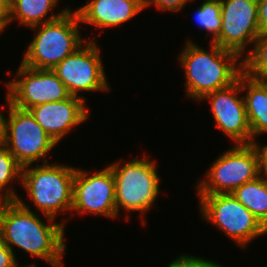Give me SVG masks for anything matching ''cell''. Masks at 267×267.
<instances>
[{
    "label": "cell",
    "instance_id": "obj_1",
    "mask_svg": "<svg viewBox=\"0 0 267 267\" xmlns=\"http://www.w3.org/2000/svg\"><path fill=\"white\" fill-rule=\"evenodd\" d=\"M43 216L48 220L47 224L20 197L17 200L0 201V237L12 251L14 245L53 267H62L66 248L65 223L56 224L54 218Z\"/></svg>",
    "mask_w": 267,
    "mask_h": 267
},
{
    "label": "cell",
    "instance_id": "obj_2",
    "mask_svg": "<svg viewBox=\"0 0 267 267\" xmlns=\"http://www.w3.org/2000/svg\"><path fill=\"white\" fill-rule=\"evenodd\" d=\"M209 48L211 52L188 40L178 59L186 75L187 96L196 101L231 86L243 72V61L238 64L242 57L237 53L211 41Z\"/></svg>",
    "mask_w": 267,
    "mask_h": 267
},
{
    "label": "cell",
    "instance_id": "obj_3",
    "mask_svg": "<svg viewBox=\"0 0 267 267\" xmlns=\"http://www.w3.org/2000/svg\"><path fill=\"white\" fill-rule=\"evenodd\" d=\"M80 24L77 12L68 9L54 21L30 27L36 31V36L28 45L21 64L33 69H53L86 42L80 36Z\"/></svg>",
    "mask_w": 267,
    "mask_h": 267
},
{
    "label": "cell",
    "instance_id": "obj_4",
    "mask_svg": "<svg viewBox=\"0 0 267 267\" xmlns=\"http://www.w3.org/2000/svg\"><path fill=\"white\" fill-rule=\"evenodd\" d=\"M41 165L23 167L21 185L38 210L55 219L57 213L72 211L76 168L49 162Z\"/></svg>",
    "mask_w": 267,
    "mask_h": 267
},
{
    "label": "cell",
    "instance_id": "obj_5",
    "mask_svg": "<svg viewBox=\"0 0 267 267\" xmlns=\"http://www.w3.org/2000/svg\"><path fill=\"white\" fill-rule=\"evenodd\" d=\"M154 163L143 156V159L134 158L124 165L120 161L108 165L115 179L117 215L121 209L144 214L154 204L160 192V179Z\"/></svg>",
    "mask_w": 267,
    "mask_h": 267
},
{
    "label": "cell",
    "instance_id": "obj_6",
    "mask_svg": "<svg viewBox=\"0 0 267 267\" xmlns=\"http://www.w3.org/2000/svg\"><path fill=\"white\" fill-rule=\"evenodd\" d=\"M202 217L246 248L251 240L267 233V229L232 193L198 194Z\"/></svg>",
    "mask_w": 267,
    "mask_h": 267
},
{
    "label": "cell",
    "instance_id": "obj_7",
    "mask_svg": "<svg viewBox=\"0 0 267 267\" xmlns=\"http://www.w3.org/2000/svg\"><path fill=\"white\" fill-rule=\"evenodd\" d=\"M201 180L198 194H228L259 176L258 157L252 144H235L223 152Z\"/></svg>",
    "mask_w": 267,
    "mask_h": 267
},
{
    "label": "cell",
    "instance_id": "obj_8",
    "mask_svg": "<svg viewBox=\"0 0 267 267\" xmlns=\"http://www.w3.org/2000/svg\"><path fill=\"white\" fill-rule=\"evenodd\" d=\"M6 98L9 118L5 145L10 153L22 167L32 166L40 158L44 160L43 163H47L46 155L57 143L38 124L29 110L13 106L8 95Z\"/></svg>",
    "mask_w": 267,
    "mask_h": 267
},
{
    "label": "cell",
    "instance_id": "obj_9",
    "mask_svg": "<svg viewBox=\"0 0 267 267\" xmlns=\"http://www.w3.org/2000/svg\"><path fill=\"white\" fill-rule=\"evenodd\" d=\"M98 47L95 39L86 41L52 69L71 96L84 100L79 92L110 90Z\"/></svg>",
    "mask_w": 267,
    "mask_h": 267
},
{
    "label": "cell",
    "instance_id": "obj_10",
    "mask_svg": "<svg viewBox=\"0 0 267 267\" xmlns=\"http://www.w3.org/2000/svg\"><path fill=\"white\" fill-rule=\"evenodd\" d=\"M17 77L6 82L11 104L22 110L71 96L52 69H33L20 63Z\"/></svg>",
    "mask_w": 267,
    "mask_h": 267
},
{
    "label": "cell",
    "instance_id": "obj_11",
    "mask_svg": "<svg viewBox=\"0 0 267 267\" xmlns=\"http://www.w3.org/2000/svg\"><path fill=\"white\" fill-rule=\"evenodd\" d=\"M220 3L221 31L213 43L241 57L261 34L257 0H220Z\"/></svg>",
    "mask_w": 267,
    "mask_h": 267
},
{
    "label": "cell",
    "instance_id": "obj_12",
    "mask_svg": "<svg viewBox=\"0 0 267 267\" xmlns=\"http://www.w3.org/2000/svg\"><path fill=\"white\" fill-rule=\"evenodd\" d=\"M87 171L75 170L72 211L77 214L92 213L116 218L115 179L111 168L88 175Z\"/></svg>",
    "mask_w": 267,
    "mask_h": 267
},
{
    "label": "cell",
    "instance_id": "obj_13",
    "mask_svg": "<svg viewBox=\"0 0 267 267\" xmlns=\"http://www.w3.org/2000/svg\"><path fill=\"white\" fill-rule=\"evenodd\" d=\"M241 89V74L231 86L208 93L201 100L210 99L215 127L221 129L236 144H251L252 133L244 98L238 96Z\"/></svg>",
    "mask_w": 267,
    "mask_h": 267
},
{
    "label": "cell",
    "instance_id": "obj_14",
    "mask_svg": "<svg viewBox=\"0 0 267 267\" xmlns=\"http://www.w3.org/2000/svg\"><path fill=\"white\" fill-rule=\"evenodd\" d=\"M29 111L57 144L73 127L85 122L89 117L85 100L74 96L62 101L36 105Z\"/></svg>",
    "mask_w": 267,
    "mask_h": 267
},
{
    "label": "cell",
    "instance_id": "obj_15",
    "mask_svg": "<svg viewBox=\"0 0 267 267\" xmlns=\"http://www.w3.org/2000/svg\"><path fill=\"white\" fill-rule=\"evenodd\" d=\"M145 8L140 0H91L74 11L81 23L104 29L127 22Z\"/></svg>",
    "mask_w": 267,
    "mask_h": 267
},
{
    "label": "cell",
    "instance_id": "obj_16",
    "mask_svg": "<svg viewBox=\"0 0 267 267\" xmlns=\"http://www.w3.org/2000/svg\"><path fill=\"white\" fill-rule=\"evenodd\" d=\"M241 89L247 90L243 98L254 142L256 136L267 133L266 79L253 78L242 72Z\"/></svg>",
    "mask_w": 267,
    "mask_h": 267
},
{
    "label": "cell",
    "instance_id": "obj_17",
    "mask_svg": "<svg viewBox=\"0 0 267 267\" xmlns=\"http://www.w3.org/2000/svg\"><path fill=\"white\" fill-rule=\"evenodd\" d=\"M59 0H9L7 15L8 25L14 20H19L20 25L33 27L60 18L69 8L62 12L54 13L47 18V14L57 5Z\"/></svg>",
    "mask_w": 267,
    "mask_h": 267
},
{
    "label": "cell",
    "instance_id": "obj_18",
    "mask_svg": "<svg viewBox=\"0 0 267 267\" xmlns=\"http://www.w3.org/2000/svg\"><path fill=\"white\" fill-rule=\"evenodd\" d=\"M232 195L267 229V179L258 176L236 188Z\"/></svg>",
    "mask_w": 267,
    "mask_h": 267
},
{
    "label": "cell",
    "instance_id": "obj_19",
    "mask_svg": "<svg viewBox=\"0 0 267 267\" xmlns=\"http://www.w3.org/2000/svg\"><path fill=\"white\" fill-rule=\"evenodd\" d=\"M22 168L10 153L8 147L6 145L0 146V201L17 200L19 198L18 194L8 186L15 179L20 178L19 181H22ZM6 189V193L2 194Z\"/></svg>",
    "mask_w": 267,
    "mask_h": 267
},
{
    "label": "cell",
    "instance_id": "obj_20",
    "mask_svg": "<svg viewBox=\"0 0 267 267\" xmlns=\"http://www.w3.org/2000/svg\"><path fill=\"white\" fill-rule=\"evenodd\" d=\"M243 72L253 78L267 79V34H260L254 49L242 60Z\"/></svg>",
    "mask_w": 267,
    "mask_h": 267
},
{
    "label": "cell",
    "instance_id": "obj_21",
    "mask_svg": "<svg viewBox=\"0 0 267 267\" xmlns=\"http://www.w3.org/2000/svg\"><path fill=\"white\" fill-rule=\"evenodd\" d=\"M194 18L200 28L212 34L211 42H213L221 31L220 0H205L195 12Z\"/></svg>",
    "mask_w": 267,
    "mask_h": 267
},
{
    "label": "cell",
    "instance_id": "obj_22",
    "mask_svg": "<svg viewBox=\"0 0 267 267\" xmlns=\"http://www.w3.org/2000/svg\"><path fill=\"white\" fill-rule=\"evenodd\" d=\"M167 267H223L218 263L195 256L182 254Z\"/></svg>",
    "mask_w": 267,
    "mask_h": 267
},
{
    "label": "cell",
    "instance_id": "obj_23",
    "mask_svg": "<svg viewBox=\"0 0 267 267\" xmlns=\"http://www.w3.org/2000/svg\"><path fill=\"white\" fill-rule=\"evenodd\" d=\"M188 1L191 0H152L146 7L154 4L157 9H161L163 11L168 10L169 12H177L180 11Z\"/></svg>",
    "mask_w": 267,
    "mask_h": 267
},
{
    "label": "cell",
    "instance_id": "obj_24",
    "mask_svg": "<svg viewBox=\"0 0 267 267\" xmlns=\"http://www.w3.org/2000/svg\"><path fill=\"white\" fill-rule=\"evenodd\" d=\"M15 255L0 237V267H18Z\"/></svg>",
    "mask_w": 267,
    "mask_h": 267
},
{
    "label": "cell",
    "instance_id": "obj_25",
    "mask_svg": "<svg viewBox=\"0 0 267 267\" xmlns=\"http://www.w3.org/2000/svg\"><path fill=\"white\" fill-rule=\"evenodd\" d=\"M257 153L258 157V167H259V176L267 179V145L261 146L257 142L251 143ZM261 146V147H260Z\"/></svg>",
    "mask_w": 267,
    "mask_h": 267
},
{
    "label": "cell",
    "instance_id": "obj_26",
    "mask_svg": "<svg viewBox=\"0 0 267 267\" xmlns=\"http://www.w3.org/2000/svg\"><path fill=\"white\" fill-rule=\"evenodd\" d=\"M258 24L261 34H267V0H257Z\"/></svg>",
    "mask_w": 267,
    "mask_h": 267
},
{
    "label": "cell",
    "instance_id": "obj_27",
    "mask_svg": "<svg viewBox=\"0 0 267 267\" xmlns=\"http://www.w3.org/2000/svg\"><path fill=\"white\" fill-rule=\"evenodd\" d=\"M7 139V118L0 111V146L6 144Z\"/></svg>",
    "mask_w": 267,
    "mask_h": 267
},
{
    "label": "cell",
    "instance_id": "obj_28",
    "mask_svg": "<svg viewBox=\"0 0 267 267\" xmlns=\"http://www.w3.org/2000/svg\"><path fill=\"white\" fill-rule=\"evenodd\" d=\"M9 10V0H0V16H7Z\"/></svg>",
    "mask_w": 267,
    "mask_h": 267
},
{
    "label": "cell",
    "instance_id": "obj_29",
    "mask_svg": "<svg viewBox=\"0 0 267 267\" xmlns=\"http://www.w3.org/2000/svg\"><path fill=\"white\" fill-rule=\"evenodd\" d=\"M8 25L7 16H0V33H2L3 29H5Z\"/></svg>",
    "mask_w": 267,
    "mask_h": 267
},
{
    "label": "cell",
    "instance_id": "obj_30",
    "mask_svg": "<svg viewBox=\"0 0 267 267\" xmlns=\"http://www.w3.org/2000/svg\"><path fill=\"white\" fill-rule=\"evenodd\" d=\"M145 6H147L152 0H140Z\"/></svg>",
    "mask_w": 267,
    "mask_h": 267
},
{
    "label": "cell",
    "instance_id": "obj_31",
    "mask_svg": "<svg viewBox=\"0 0 267 267\" xmlns=\"http://www.w3.org/2000/svg\"><path fill=\"white\" fill-rule=\"evenodd\" d=\"M19 267H20V266H19ZM22 267H36V266H35V264L33 263V264H30V265H27V266L24 265V266H22Z\"/></svg>",
    "mask_w": 267,
    "mask_h": 267
},
{
    "label": "cell",
    "instance_id": "obj_32",
    "mask_svg": "<svg viewBox=\"0 0 267 267\" xmlns=\"http://www.w3.org/2000/svg\"><path fill=\"white\" fill-rule=\"evenodd\" d=\"M266 96H267V79H266Z\"/></svg>",
    "mask_w": 267,
    "mask_h": 267
}]
</instances>
